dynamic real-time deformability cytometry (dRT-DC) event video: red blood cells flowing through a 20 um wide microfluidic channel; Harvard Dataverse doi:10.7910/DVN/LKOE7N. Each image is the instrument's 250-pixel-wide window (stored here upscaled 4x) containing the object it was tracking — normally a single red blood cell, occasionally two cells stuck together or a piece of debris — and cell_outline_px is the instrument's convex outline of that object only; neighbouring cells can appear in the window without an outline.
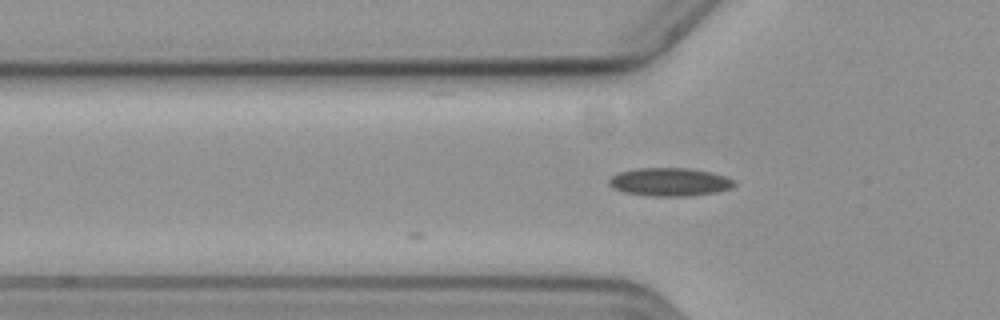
{"species": "common noctule bat (a hibernating species)", "species_latin": "Nyctalus noctula", "temperature_condition": "cold", "stored_images_in_passage": 2, "camera_frame_rate_fps": 3000, "um_per_image_px": 0.085, "animal": {"sex": "female", "body_mass_g": 19.3, "forearm_length_mm": 54.1}, "frame": {"image": 1, "passage_image": 2, "time_ms": 0.333, "image_size_px": [1000, 320], "cell_outline_px": [[736, 184], [732, 188], [716, 192], [688, 196], [648, 196], [624, 192], [612, 188], [608, 184], [608, 180], [612, 176], [620, 172], [636, 168], [688, 168], [708, 172], [724, 176], [736, 180]], "centroid_in_image_um": [56.91, 15.47], "position_along_channel_um": 68.9, "area_um2": 20.63}}